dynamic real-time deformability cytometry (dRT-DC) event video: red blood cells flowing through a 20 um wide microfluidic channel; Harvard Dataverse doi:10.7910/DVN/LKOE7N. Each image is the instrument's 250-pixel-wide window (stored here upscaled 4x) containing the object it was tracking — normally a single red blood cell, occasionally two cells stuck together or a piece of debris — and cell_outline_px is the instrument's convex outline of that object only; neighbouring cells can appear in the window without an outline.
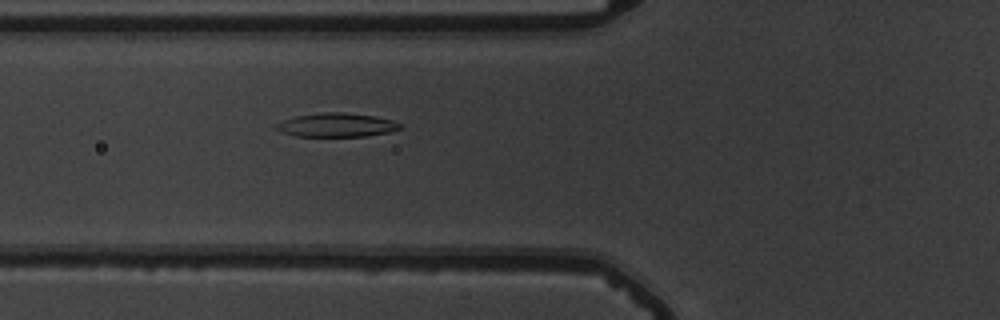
{"species": "common noctule bat (a hibernating species)", "species_latin": "Nyctalus noctula", "temperature_condition": "warm", "stored_images_in_passage": 41, "camera_frame_rate_fps": 3000, "um_per_image_px": 0.085, "animal": {"sex": "male", "body_mass_g": 19.5, "forearm_length_mm": 54.6}, "frame": {"image": 1, "passage_image": 7, "time_ms": 2.0, "image_size_px": [1000, 320], "cell_outline_px": [[404, 128], [388, 132], [364, 136], [296, 136], [280, 132], [272, 128], [276, 124], [284, 120], [296, 116], [324, 112], [340, 112], [376, 116], [392, 120], [400, 124]], "centroid_in_image_um": [28.59, 10.63], "position_along_channel_um": 97.2, "area_um2": 17.17}}
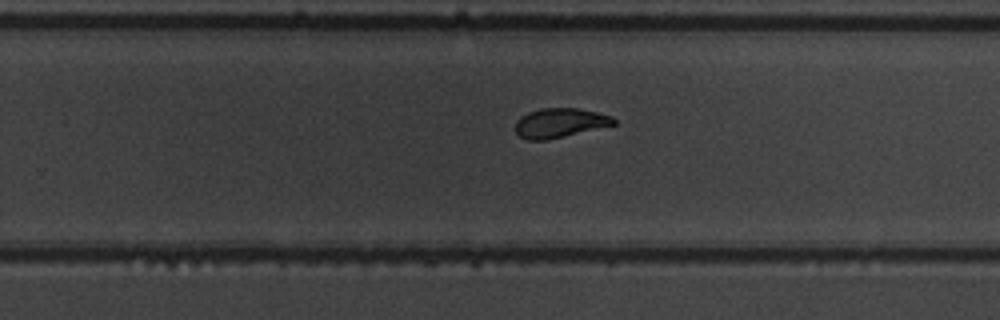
{"frame": {"image": 2, "passage_image": 22, "time_ms": 7.0, "image_size_px": [1000, 320], "cell_outline_px": [[616, 124], [548, 140], [528, 140], [520, 136], [516, 132], [516, 120], [520, 116], [528, 112], [540, 108], [576, 108], [596, 112], [612, 116], [616, 120]], "centroid_in_image_um": [47.57, 10.44], "position_along_channel_um": 282.2, "area_um2": 16.82}}
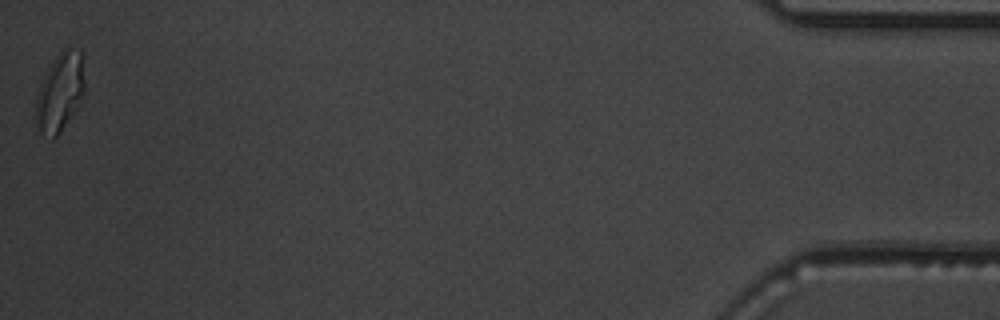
{"frame": {"image": 3, "passage_image": 41, "time_ms": 13.333, "image_size_px": [1000, 320], "cell_outline_px": [[84, 92], [76, 108], [60, 132], [52, 140], [40, 132], [36, 120], [36, 96], [40, 84], [48, 68], [56, 56], [64, 48], [68, 48], [80, 52], [84, 80]], "centroid_in_image_um": [5.07, 7.86], "position_along_channel_um": 430.1, "area_um2": 21.73}, "authors_computed_cell_mechanics": {"area_um2": 17.7446, "velocity_mm_per_s": 3.7059, "shape_relaxation_time_tau1_ms": 4.1309, "shape_relaxation_time_tau2_ms": 2.1229, "deformation_change_tau1": 0.1663, "deformation_change_tau2": 0.061}}